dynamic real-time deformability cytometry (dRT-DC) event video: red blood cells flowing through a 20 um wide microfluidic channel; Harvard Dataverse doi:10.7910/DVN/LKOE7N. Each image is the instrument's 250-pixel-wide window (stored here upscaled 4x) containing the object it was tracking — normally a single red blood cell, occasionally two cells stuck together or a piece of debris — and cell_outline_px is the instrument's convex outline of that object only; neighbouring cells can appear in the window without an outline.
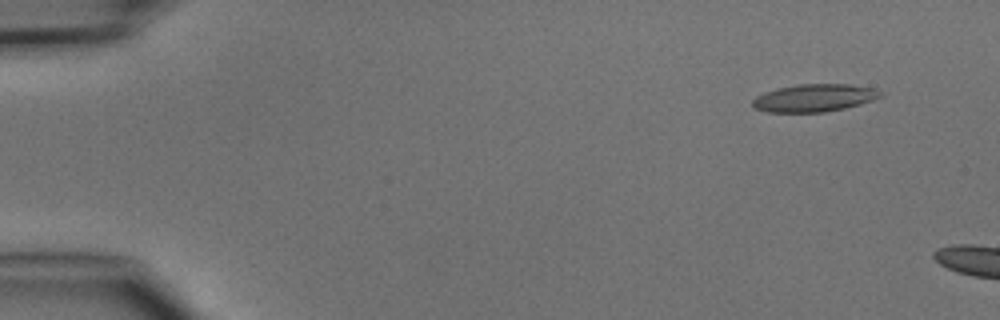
{"species": "common noctule bat (a hibernating species)", "species_latin": "Nyctalus noctula", "temperature_condition": "cold", "stored_images_in_passage": 5, "camera_frame_rate_fps": 3000, "um_per_image_px": 0.085, "animal": {"sex": "male", "body_mass_g": 15.6}, "frame": {"image": 1, "passage_image": 2, "time_ms": 1.0, "image_size_px": [1000, 320], "cell_outline_px": [[884, 96], [860, 104], [844, 108], [824, 112], [768, 112], [752, 108], [752, 100], [756, 96], [764, 92], [776, 88], [800, 84], [848, 84], [872, 88], [884, 92]], "centroid_in_image_um": [69.19, 8.32], "position_along_channel_um": 15.8, "area_um2": 20.69}}